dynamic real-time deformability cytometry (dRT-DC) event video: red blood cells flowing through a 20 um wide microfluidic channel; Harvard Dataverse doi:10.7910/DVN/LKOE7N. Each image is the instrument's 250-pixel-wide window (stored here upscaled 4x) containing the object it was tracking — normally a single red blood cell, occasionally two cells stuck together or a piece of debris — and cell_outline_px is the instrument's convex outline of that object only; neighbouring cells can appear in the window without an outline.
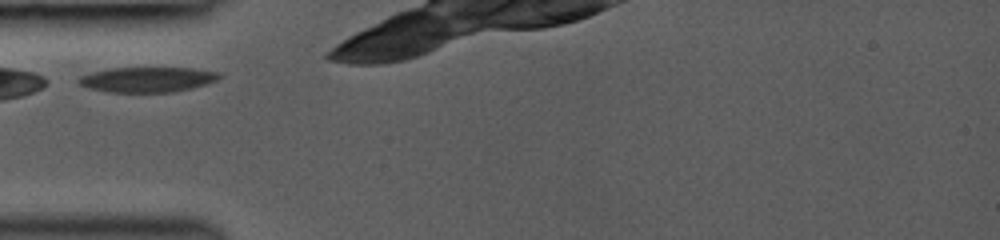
{"species": "common noctule bat (a hibernating species)", "species_latin": "Nyctalus noctula", "temperature_condition": "room temperature", "stored_images_in_passage": 15, "camera_frame_rate_fps": 3000, "um_per_image_px": 0.085, "animal": {"sex": "female", "body_mass_g": 19.0, "forearm_length_mm": 53.3}, "frame": {"image": 1, "passage_image": 1, "time_ms": 0.0, "image_size_px": [1000, 240], "cell_outline_px": [[220, 76], [216, 80], [192, 88], [172, 92], [108, 92], [88, 88], [80, 84], [76, 80], [80, 76], [92, 72], [112, 68], [192, 68], [220, 72]], "centroid_in_image_um": [12.5, 6.76], "position_along_channel_um": 72.5, "area_um2": 20.46}}
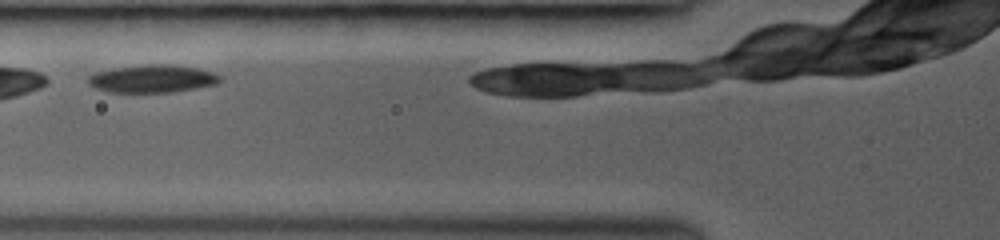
{"frame": {"image": 2, "passage_image": 4, "time_ms": 1.0, "image_size_px": [1000, 240], "cell_outline_px": [[224, 80], [216, 84], [196, 88], [172, 92], [108, 92], [96, 88], [88, 84], [88, 76], [96, 72], [116, 68], [148, 64], [172, 64], [196, 68], [212, 72], [220, 76]], "centroid_in_image_um": [12.97, 6.69], "position_along_channel_um": 112.8, "area_um2": 21.27}}